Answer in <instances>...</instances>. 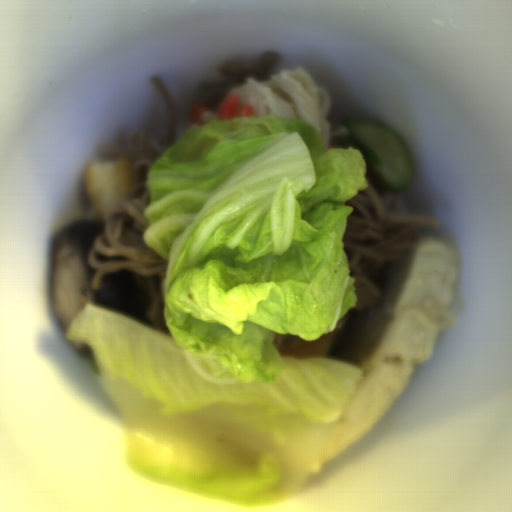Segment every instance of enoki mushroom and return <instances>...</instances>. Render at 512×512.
I'll use <instances>...</instances> for the list:
<instances>
[{
    "label": "enoki mushroom",
    "instance_id": "2",
    "mask_svg": "<svg viewBox=\"0 0 512 512\" xmlns=\"http://www.w3.org/2000/svg\"><path fill=\"white\" fill-rule=\"evenodd\" d=\"M201 123H205L211 120H220L218 111H202L200 115Z\"/></svg>",
    "mask_w": 512,
    "mask_h": 512
},
{
    "label": "enoki mushroom",
    "instance_id": "1",
    "mask_svg": "<svg viewBox=\"0 0 512 512\" xmlns=\"http://www.w3.org/2000/svg\"><path fill=\"white\" fill-rule=\"evenodd\" d=\"M229 94L235 95L239 108L251 106L253 117H287L311 124L327 148L334 139L349 140L347 126L330 129V94L303 67L282 69L269 80L247 78L225 96Z\"/></svg>",
    "mask_w": 512,
    "mask_h": 512
}]
</instances>
